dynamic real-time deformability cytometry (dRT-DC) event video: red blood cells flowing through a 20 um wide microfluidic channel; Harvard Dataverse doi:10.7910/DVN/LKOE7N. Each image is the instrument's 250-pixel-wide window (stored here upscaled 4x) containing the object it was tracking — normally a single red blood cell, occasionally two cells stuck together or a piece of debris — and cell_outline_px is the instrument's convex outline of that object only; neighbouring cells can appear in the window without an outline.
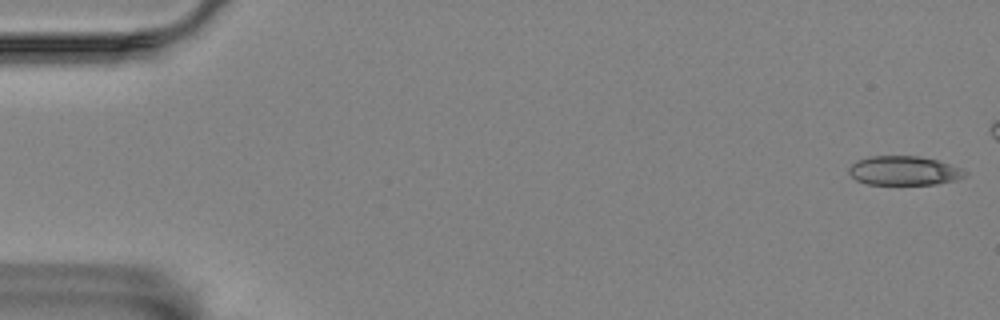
{"species": "Egyptian fruit bat (a non-hibernating species)", "species_latin": "Rousettus aegyptiacus", "temperature_condition": "room temperature", "stored_images_in_passage": 51, "camera_frame_rate_fps": 3000, "um_per_image_px": 0.085, "animal": {"sex": "female"}, "frame": {"image": 1, "passage_image": 1, "time_ms": 0.0, "image_size_px": [1000, 320], "cell_outline_px": [[968, 172], [964, 176], [956, 180], [936, 184], [868, 184], [856, 180], [848, 172], [848, 168], [856, 160], [868, 156], [920, 156], [936, 160], [960, 168]], "centroid_in_image_um": [76.8, 14.5], "position_along_channel_um": 8.2, "area_um2": 19.65}}
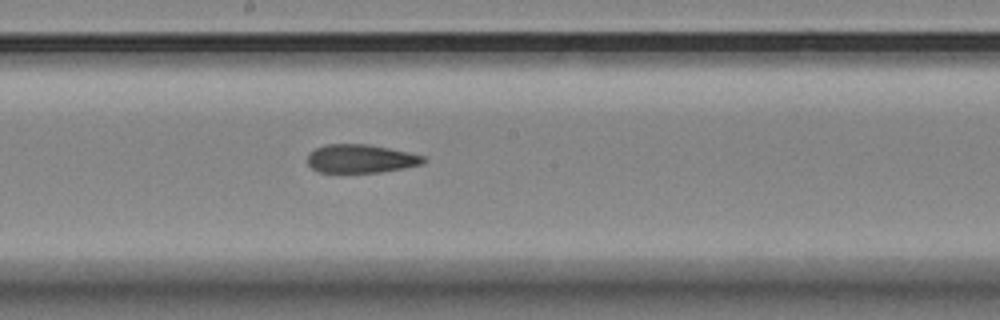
{"frame": {"image": 2, "passage_image": 31, "time_ms": 10.0, "image_size_px": [1000, 320], "cell_outline_px": [[428, 160], [424, 164], [404, 168], [380, 172], [320, 172], [312, 168], [308, 164], [308, 152], [324, 144], [368, 144], [408, 152], [424, 156]], "centroid_in_image_um": [30.68, 13.48], "position_along_channel_um": 217.5, "area_um2": 19.31}}
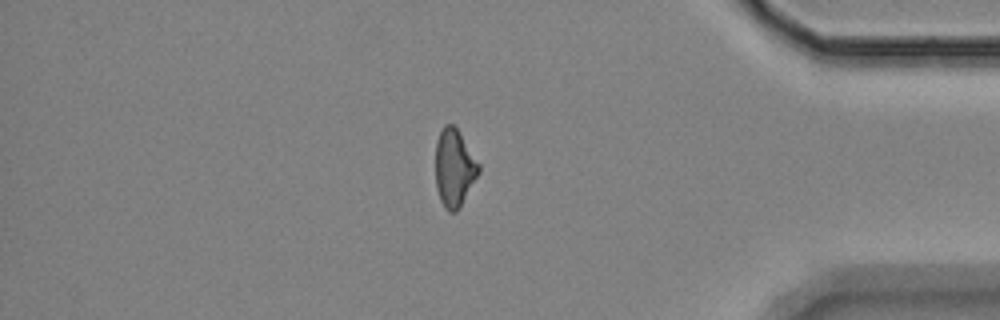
{"frame": {"image": 3, "passage_image": 49, "time_ms": 16.0, "image_size_px": [1000, 320], "cell_outline_px": [[480, 172], [456, 212], [448, 212], [444, 208], [440, 200], [436, 188], [436, 140], [444, 124], [452, 124], [456, 128], [480, 164]], "centroid_in_image_um": [38.6, 14.28], "position_along_channel_um": 396.6, "area_um2": 19.36}, "authors_computed_cell_mechanics": {"area_um2": 20.23, "velocity_mm_per_s": 3.4588, "shape_relaxation_time_tau1_ms": null, "shape_relaxation_time_tau2_ms": 2.3535, "deformation_change_tau1": null, "deformation_change_tau2": 0.1033}}